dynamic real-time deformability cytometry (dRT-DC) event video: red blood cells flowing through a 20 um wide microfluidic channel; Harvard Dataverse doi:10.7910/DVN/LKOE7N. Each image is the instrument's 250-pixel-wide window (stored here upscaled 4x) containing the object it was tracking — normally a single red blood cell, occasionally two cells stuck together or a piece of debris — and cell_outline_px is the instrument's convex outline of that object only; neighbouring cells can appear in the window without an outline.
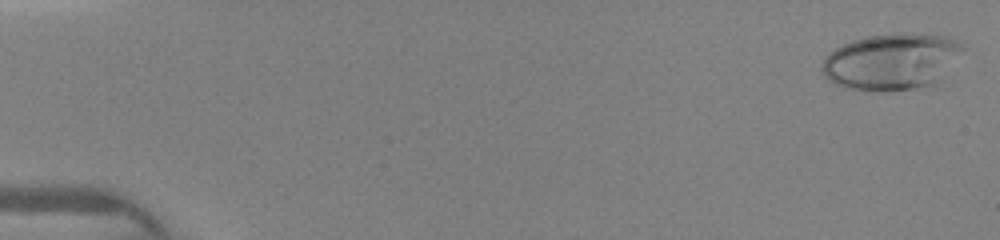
{"species": "human", "species_latin": "Homo sapiens", "temperature_condition": "warm", "stored_images_in_passage": 16, "camera_frame_rate_fps": 3000, "um_per_image_px": 0.085, "donor": {"sex": "female"}, "frame": {"image": 1, "passage_image": 1, "time_ms": 0.0, "image_size_px": [1000, 240], "cell_outline_px": [[964, 48], [940, 76], [932, 84], [916, 88], [884, 92], [848, 88], [836, 84], [828, 80], [820, 72], [820, 64], [824, 56], [828, 52], [852, 40], [868, 36], [904, 32], [944, 36], [960, 40], [964, 44]], "centroid_in_image_um": [75.7, 5.22], "position_along_channel_um": 9.3, "area_um2": 46.18}}
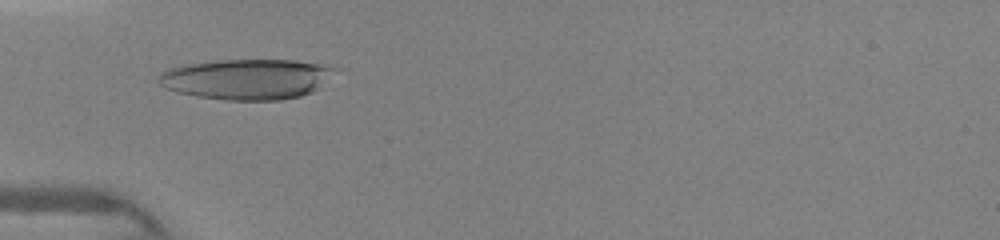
{"frame": {"image": 2, "passage_image": 14, "time_ms": 4.667, "image_size_px": [1000, 240], "cell_outline_px": [[340, 68], [320, 88], [312, 92], [300, 96], [280, 100], [224, 100], [196, 96], [176, 92], [160, 84], [156, 80], [160, 72], [168, 68], [192, 64], [220, 60], [296, 60]], "centroid_in_image_um": [21.01, 6.73], "position_along_channel_um": 64.0, "area_um2": 41.67}}